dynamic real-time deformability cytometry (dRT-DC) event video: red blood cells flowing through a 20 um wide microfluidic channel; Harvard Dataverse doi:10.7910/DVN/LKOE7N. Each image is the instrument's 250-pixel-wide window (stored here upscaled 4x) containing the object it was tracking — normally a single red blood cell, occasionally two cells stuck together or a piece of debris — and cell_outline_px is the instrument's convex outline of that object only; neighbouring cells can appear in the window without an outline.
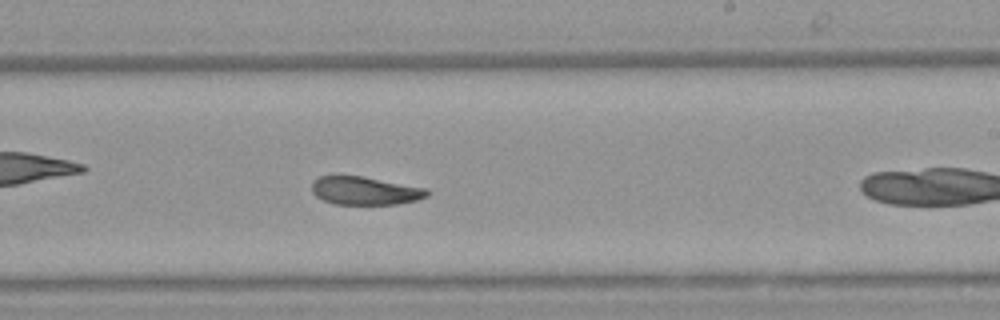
{"species": "Egyptian fruit bat (a non-hibernating species)", "species_latin": "Rousettus aegyptiacus", "temperature_condition": "warm", "stored_images_in_passage": 40, "camera_frame_rate_fps": 3000, "um_per_image_px": 0.085, "animal": {"sex": "female"}, "frame": {"image": 1, "passage_image": 18, "time_ms": 5.667, "image_size_px": [1000, 320], "cell_outline_px": [[428, 196], [420, 200], [396, 204], [336, 204], [324, 200], [316, 196], [312, 192], [312, 180], [320, 176], [364, 176], [428, 188]], "centroid_in_image_um": [31.06, 16.21], "position_along_channel_um": 257.9, "area_um2": 19.07}, "authors_computed_cell_mechanics": {"area_um2": 20.3167, "velocity_mm_per_s": 3.8049, "shape_relaxation_time_tau1_ms": null, "shape_relaxation_time_tau2_ms": 3.9945, "deformation_change_tau1": null, "deformation_change_tau2": 0.0949}}